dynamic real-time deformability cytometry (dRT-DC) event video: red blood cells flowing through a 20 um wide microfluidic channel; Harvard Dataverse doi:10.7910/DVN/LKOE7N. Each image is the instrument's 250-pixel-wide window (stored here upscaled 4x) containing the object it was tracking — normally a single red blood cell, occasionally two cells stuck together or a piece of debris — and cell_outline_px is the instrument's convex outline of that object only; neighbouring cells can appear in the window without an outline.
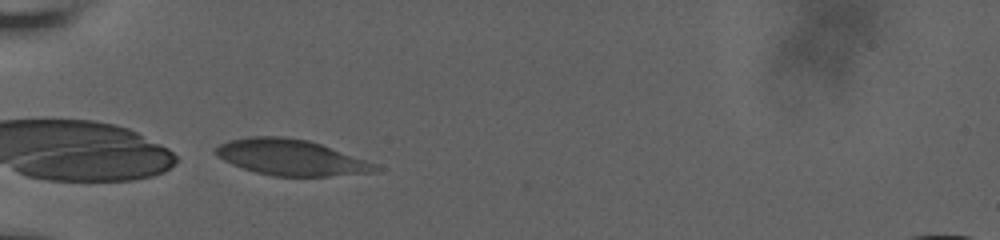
{"species": "human", "species_latin": "Homo sapiens", "temperature_condition": "room temperature", "stored_images_in_passage": 10, "camera_frame_rate_fps": 3000, "um_per_image_px": 0.085, "donor": {"sex": "male"}, "frame": {"image": 1, "passage_image": 1, "time_ms": 0.0, "image_size_px": [1000, 240], "cell_outline_px": [[384, 168], [380, 172], [328, 176], [272, 176], [256, 172], [232, 164], [216, 156], [216, 148], [220, 144], [228, 140], [248, 136], [280, 136], [308, 140], [320, 144], [376, 164]], "centroid_in_image_um": [24.75, 13.39], "position_along_channel_um": 60.3, "area_um2": 33.29}}
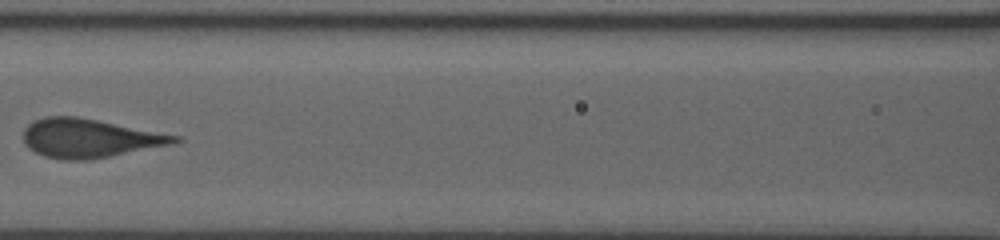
{"frame": {"image": 2, "passage_image": 7, "time_ms": 3.0, "image_size_px": [1000, 240], "cell_outline_px": [[184, 140], [168, 144], [88, 160], [64, 160], [44, 156], [28, 148], [24, 144], [24, 128], [32, 120], [44, 116], [76, 116], [180, 136]], "centroid_in_image_um": [7.52, 11.73], "position_along_channel_um": 159.1, "area_um2": 33.76}}
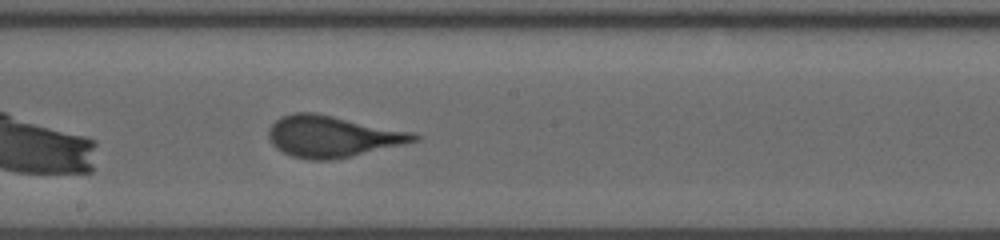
{"frame": {"image": 3, "passage_image": 10, "time_ms": 4.667, "image_size_px": [1000, 240], "cell_outline_px": [[424, 136], [420, 140], [352, 156], [332, 160], [308, 160], [292, 156], [276, 148], [272, 144], [268, 136], [268, 128], [280, 116], [292, 112], [316, 112], [412, 132]], "centroid_in_image_um": [28.24, 11.59], "position_along_channel_um": 220.0, "area_um2": 35.26}}